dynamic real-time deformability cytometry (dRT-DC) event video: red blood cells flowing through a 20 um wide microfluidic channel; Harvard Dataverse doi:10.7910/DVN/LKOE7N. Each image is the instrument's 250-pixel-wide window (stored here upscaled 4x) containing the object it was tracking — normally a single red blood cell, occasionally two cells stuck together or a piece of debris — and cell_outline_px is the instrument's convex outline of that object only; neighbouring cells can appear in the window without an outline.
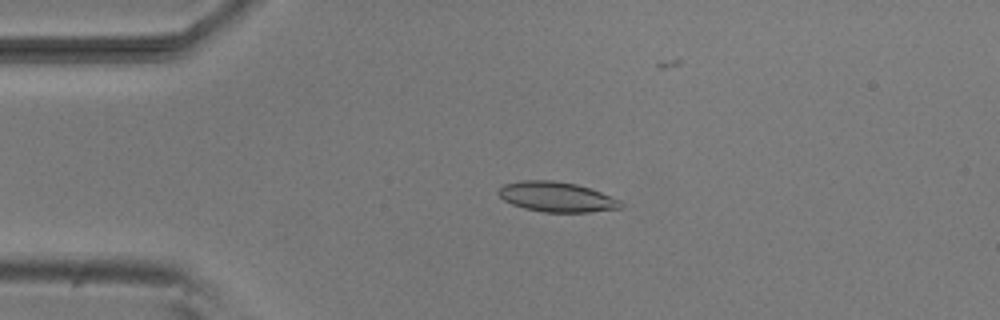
{"species": "common noctule bat (a hibernating species)", "species_latin": "Nyctalus noctula", "temperature_condition": "room temperature", "stored_images_in_passage": 47, "camera_frame_rate_fps": 3000, "um_per_image_px": 0.085, "animal": {"sex": "male", "body_mass_g": 20.5, "forearm_length_mm": 52.5}, "frame": {"image": 1, "passage_image": 11, "time_ms": 3.333, "image_size_px": [1000, 320], "cell_outline_px": [[624, 204], [620, 208], [588, 212], [544, 212], [524, 208], [512, 204], [504, 200], [496, 192], [504, 184], [524, 180], [552, 180], [576, 184], [600, 192], [620, 200]], "centroid_in_image_um": [47.3, 16.73], "position_along_channel_um": 37.7, "area_um2": 21.21}}
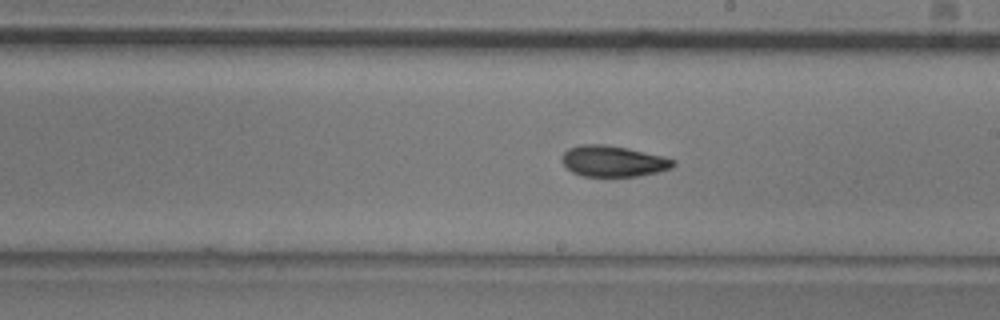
{"frame": {"image": 2, "passage_image": 29, "time_ms": 9.333, "image_size_px": [1000, 320], "cell_outline_px": [[676, 164], [672, 168], [656, 172], [636, 176], [580, 176], [572, 172], [560, 160], [560, 156], [568, 148], [580, 144], [604, 144], [628, 148], [676, 160]], "centroid_in_image_um": [52.07, 13.69], "position_along_channel_um": 236.9, "area_um2": 20.11}}
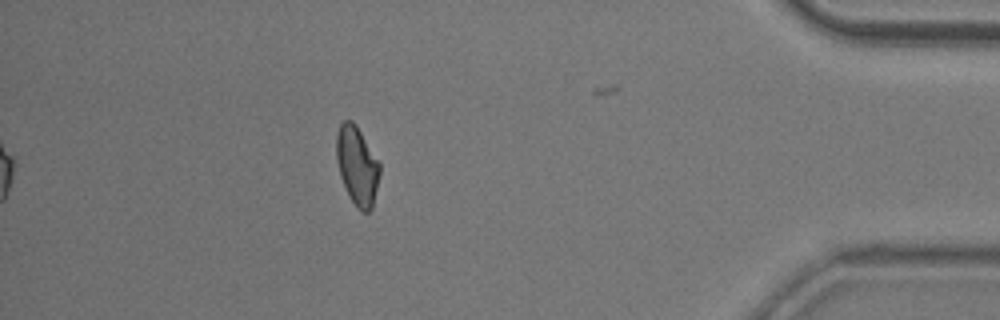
{"frame": {"image": 3, "passage_image": 46, "time_ms": 15.0, "image_size_px": [1000, 320], "cell_outline_px": [[380, 172], [372, 208], [368, 212], [360, 212], [356, 208], [348, 196], [340, 176], [336, 160], [336, 136], [340, 124], [344, 120], [352, 120], [356, 124], [380, 164]], "centroid_in_image_um": [30.34, 14.1], "position_along_channel_um": 404.9, "area_um2": 19.94}, "authors_computed_cell_mechanics": {"area_um2": 20.3456, "velocity_mm_per_s": 3.803, "shape_relaxation_time_tau1_ms": null, "shape_relaxation_time_tau2_ms": 2.5559, "deformation_change_tau1": null, "deformation_change_tau2": 0.0754}}